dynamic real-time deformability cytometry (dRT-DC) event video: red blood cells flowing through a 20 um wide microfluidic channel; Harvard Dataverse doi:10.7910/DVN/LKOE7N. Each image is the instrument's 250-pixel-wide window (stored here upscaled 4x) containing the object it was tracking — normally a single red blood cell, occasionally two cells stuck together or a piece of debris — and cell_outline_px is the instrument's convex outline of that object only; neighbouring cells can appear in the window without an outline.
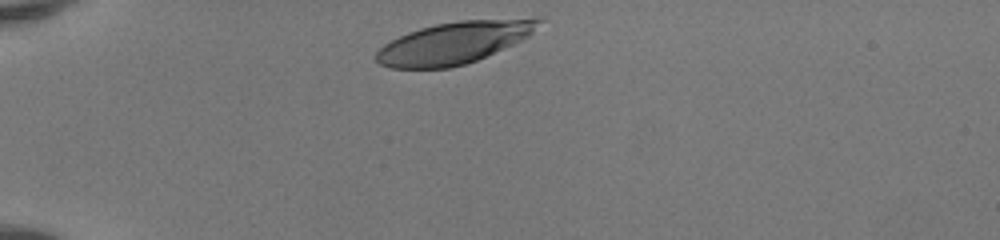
{"species": "human", "species_latin": "Homo sapiens", "temperature_condition": "room temperature", "stored_images_in_passage": 32, "camera_frame_rate_fps": 3000, "um_per_image_px": 0.085, "donor": {"sex": "female"}, "frame": {"image": 1, "passage_image": 1, "time_ms": 0.0, "image_size_px": [1000, 240], "cell_outline_px": [[544, 20], [528, 36], [512, 44], [476, 60], [464, 64], [448, 68], [392, 68], [380, 64], [376, 60], [376, 52], [384, 44], [408, 32], [420, 28], [436, 24], [460, 20], [540, 16], [544, 16]], "centroid_in_image_um": [38.66, 3.59], "position_along_channel_um": 46.3, "area_um2": 39.77}}
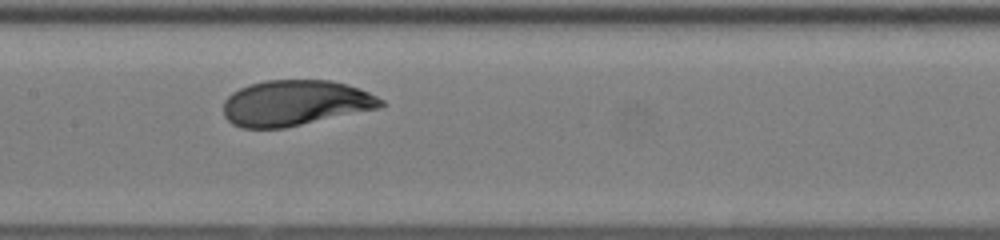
{"frame": {"image": 2, "passage_image": 14, "time_ms": 4.333, "image_size_px": [1000, 240], "cell_outline_px": [[384, 104], [380, 108], [284, 128], [240, 128], [232, 124], [224, 116], [224, 100], [232, 92], [248, 84], [264, 80], [332, 80], [368, 92], [384, 100]], "centroid_in_image_um": [25.06, 8.76], "position_along_channel_um": 182.3, "area_um2": 41.85}}
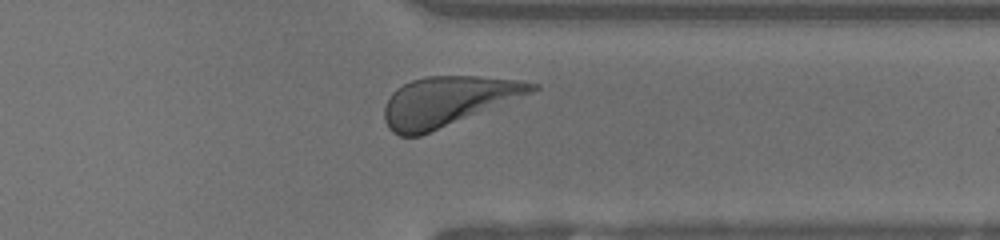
{"frame": {"image": 3, "passage_image": 28, "time_ms": 9.0, "image_size_px": [1000, 240], "cell_outline_px": [[540, 88], [532, 92], [420, 136], [400, 136], [392, 132], [388, 128], [384, 120], [384, 108], [392, 92], [396, 88], [412, 80], [424, 76], [476, 76], [520, 80], [540, 84]], "centroid_in_image_um": [38.01, 8.6], "position_along_channel_um": 373.4, "area_um2": 42.14}, "authors_computed_cell_mechanics": {"area_um2": 42.0784, "velocity_mm_per_s": 4.0936, "shape_relaxation_time_tau1_ms": 2.7454, "shape_relaxation_time_tau2_ms": null, "deformation_change_tau1": 0.178, "deformation_change_tau2": null}}